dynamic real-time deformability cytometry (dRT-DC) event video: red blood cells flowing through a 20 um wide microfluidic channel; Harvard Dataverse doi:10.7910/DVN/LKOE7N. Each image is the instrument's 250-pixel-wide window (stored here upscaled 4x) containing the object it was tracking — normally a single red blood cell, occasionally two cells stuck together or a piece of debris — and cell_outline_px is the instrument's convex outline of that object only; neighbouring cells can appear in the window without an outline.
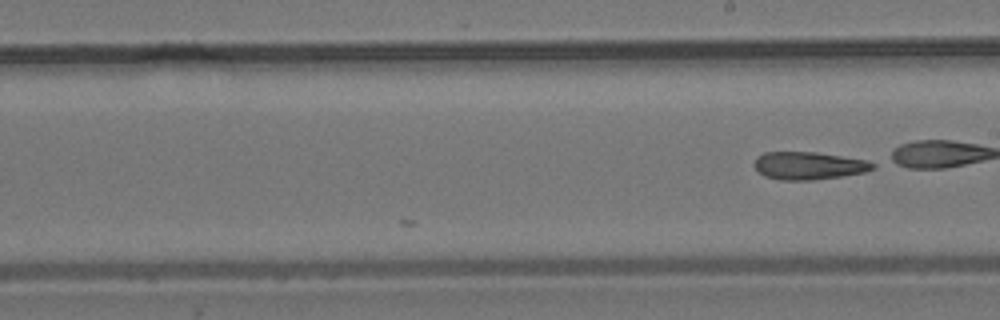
{"species": "common noctule bat (a hibernating species)", "species_latin": "Nyctalus noctula", "temperature_condition": "room temperature", "stored_images_in_passage": 30, "camera_frame_rate_fps": 3000, "um_per_image_px": 0.085, "animal": {"sex": "male", "body_mass_g": 19.2, "forearm_length_mm": 51.8}, "frame": {"image": 1, "passage_image": 30, "time_ms": 9.667, "image_size_px": [1000, 320], "cell_outline_px": [[876, 168], [864, 172], [840, 176], [812, 180], [780, 180], [764, 176], [752, 164], [756, 156], [764, 152], [816, 152], [868, 160], [876, 164]], "centroid_in_image_um": [68.73, 14.07], "position_along_channel_um": 220.3, "area_um2": 19.25}}